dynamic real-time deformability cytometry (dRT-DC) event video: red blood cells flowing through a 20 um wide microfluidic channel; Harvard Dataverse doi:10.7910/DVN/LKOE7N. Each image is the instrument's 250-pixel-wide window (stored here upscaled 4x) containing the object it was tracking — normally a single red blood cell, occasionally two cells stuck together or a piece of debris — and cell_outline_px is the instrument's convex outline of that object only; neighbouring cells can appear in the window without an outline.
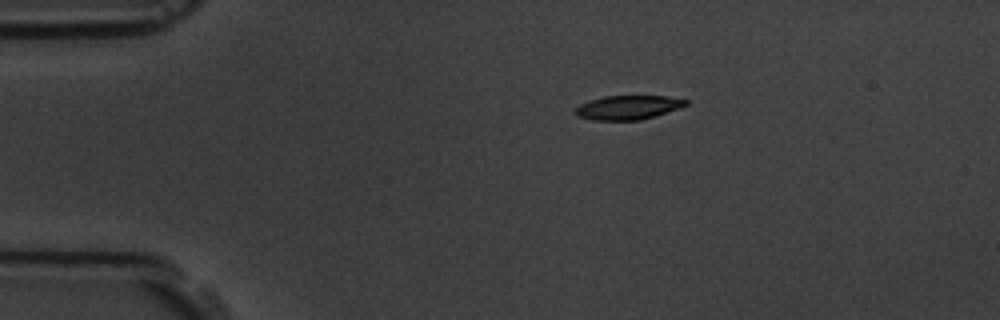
{"species": "common noctule bat (a hibernating species)", "species_latin": "Nyctalus noctula", "temperature_condition": "room temperature", "stored_images_in_passage": 7, "camera_frame_rate_fps": 3000, "um_per_image_px": 0.085, "animal": {"sex": "male", "body_mass_g": 19.5, "forearm_length_mm": 54.6}, "frame": {"image": 1, "passage_image": 1, "time_ms": 0.0, "image_size_px": [1000, 320], "cell_outline_px": [[688, 104], [680, 108], [656, 116], [640, 120], [592, 120], [576, 116], [576, 108], [580, 104], [604, 96], [668, 96], [688, 100]], "centroid_in_image_um": [53.41, 9.14], "position_along_channel_um": 31.6, "area_um2": 15.49}}
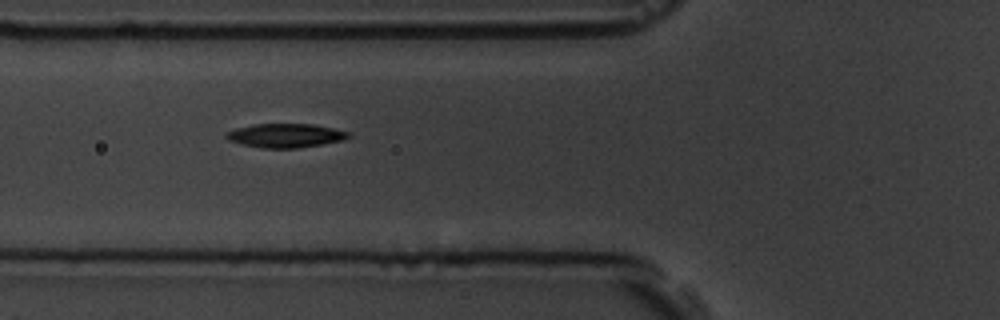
{"frame": {"image": 2, "passage_image": 4, "time_ms": 3.333, "image_size_px": [1000, 320], "cell_outline_px": [[352, 136], [344, 140], [296, 148], [260, 148], [240, 144], [228, 140], [224, 136], [228, 132], [236, 128], [252, 124], [312, 124], [332, 128], [348, 132]], "centroid_in_image_um": [24.23, 11.52], "position_along_channel_um": 101.6, "area_um2": 16.99}}
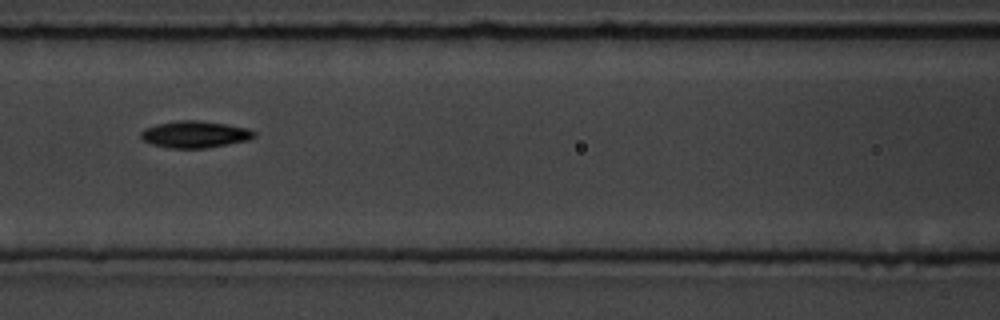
{"frame": {"image": 3, "passage_image": 5, "time_ms": 4.667, "image_size_px": [1000, 320], "cell_outline_px": [[256, 136], [248, 140], [228, 144], [204, 148], [168, 148], [152, 144], [144, 140], [140, 136], [140, 132], [144, 128], [156, 124], [176, 120], [196, 120], [224, 124], [248, 128], [256, 132]], "centroid_in_image_um": [16.55, 11.42], "position_along_channel_um": 150.1, "area_um2": 17.69}}